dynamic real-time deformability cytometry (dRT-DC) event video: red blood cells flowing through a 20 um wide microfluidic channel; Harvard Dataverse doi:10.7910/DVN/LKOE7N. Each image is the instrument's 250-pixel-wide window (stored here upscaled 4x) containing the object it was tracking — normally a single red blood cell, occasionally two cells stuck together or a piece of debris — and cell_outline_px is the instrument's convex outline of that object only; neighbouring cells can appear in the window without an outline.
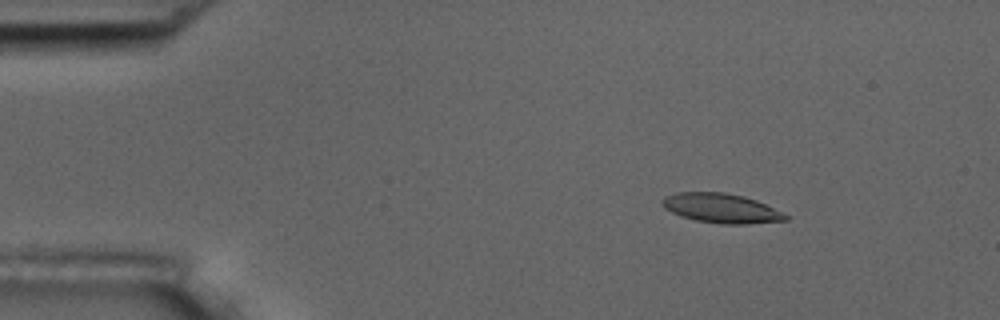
{"species": "common noctule bat (a hibernating species)", "species_latin": "Nyctalus noctula", "temperature_condition": "room temperature", "stored_images_in_passage": 5, "camera_frame_rate_fps": 3000, "um_per_image_px": 0.085, "animal": {"sex": "male", "body_mass_g": 17.5, "forearm_length_mm": 52.3}, "frame": {"image": 1, "passage_image": 3, "time_ms": 0.667, "image_size_px": [1000, 320], "cell_outline_px": [[788, 220], [744, 224], [724, 224], [696, 220], [680, 216], [664, 208], [660, 204], [660, 200], [664, 196], [676, 192], [724, 192], [744, 196], [756, 200], [788, 216]], "centroid_in_image_um": [61.23, 17.69], "position_along_channel_um": 23.8, "area_um2": 21.1}}